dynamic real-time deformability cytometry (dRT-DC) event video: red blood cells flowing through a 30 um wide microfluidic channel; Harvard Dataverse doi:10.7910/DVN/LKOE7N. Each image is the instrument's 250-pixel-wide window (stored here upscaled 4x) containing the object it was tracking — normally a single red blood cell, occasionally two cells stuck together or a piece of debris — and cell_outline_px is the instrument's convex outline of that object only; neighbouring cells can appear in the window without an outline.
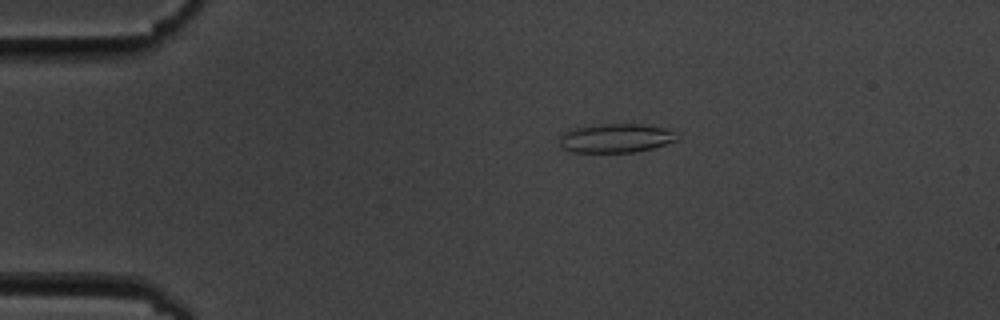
{"species": "common noctule bat (a hibernating species)", "species_latin": "Nyctalus noctula", "temperature_condition": "cold", "stored_images_in_passage": 10, "camera_frame_rate_fps": 3000, "um_per_image_px": 0.085, "animal": {"sex": "male", "body_mass_g": 19.5, "forearm_length_mm": 54.6}, "frame": {"image": 1, "passage_image": 3, "time_ms": 2.0, "image_size_px": [1000, 320], "cell_outline_px": [[680, 136], [676, 140], [652, 148], [632, 152], [572, 152], [560, 148], [560, 136], [568, 128], [600, 124], [640, 124], [664, 128]], "centroid_in_image_um": [52.27, 11.74], "position_along_channel_um": 32.7, "area_um2": 19.83}}
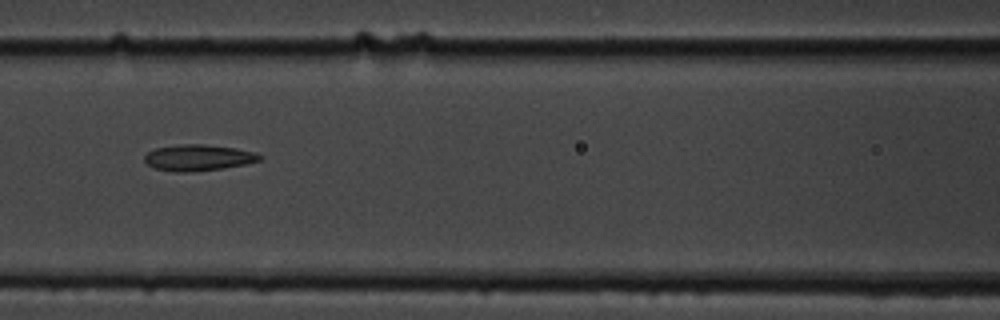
{"frame": {"image": 2, "passage_image": 7, "time_ms": 6.667, "image_size_px": [1000, 320], "cell_outline_px": [[264, 156], [260, 160], [244, 164], [224, 168], [184, 172], [176, 172], [152, 168], [144, 160], [144, 156], [148, 152], [156, 148], [180, 144], [204, 144], [236, 148], [256, 152]], "centroid_in_image_um": [16.86, 13.39], "position_along_channel_um": 149.7, "area_um2": 17.57}}
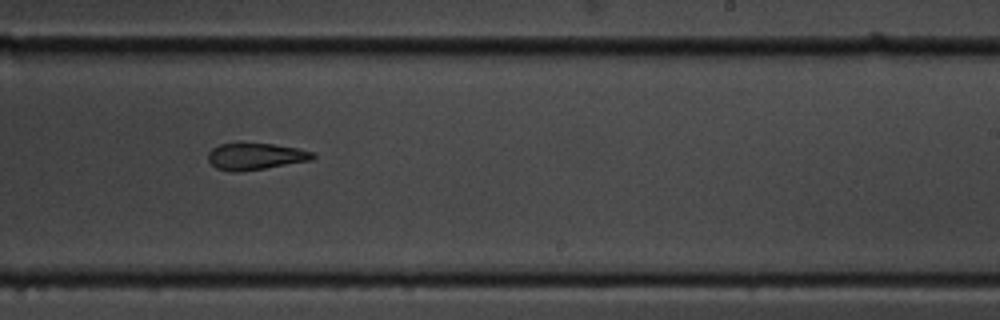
{"frame": {"image": 3, "passage_image": 10, "time_ms": 10.0, "image_size_px": [1000, 320], "cell_outline_px": [[316, 156], [312, 160], [240, 172], [232, 172], [216, 168], [208, 160], [208, 152], [212, 148], [220, 144], [272, 144], [296, 148], [312, 152]], "centroid_in_image_um": [21.69, 13.31], "position_along_channel_um": 267.3, "area_um2": 16.01}}